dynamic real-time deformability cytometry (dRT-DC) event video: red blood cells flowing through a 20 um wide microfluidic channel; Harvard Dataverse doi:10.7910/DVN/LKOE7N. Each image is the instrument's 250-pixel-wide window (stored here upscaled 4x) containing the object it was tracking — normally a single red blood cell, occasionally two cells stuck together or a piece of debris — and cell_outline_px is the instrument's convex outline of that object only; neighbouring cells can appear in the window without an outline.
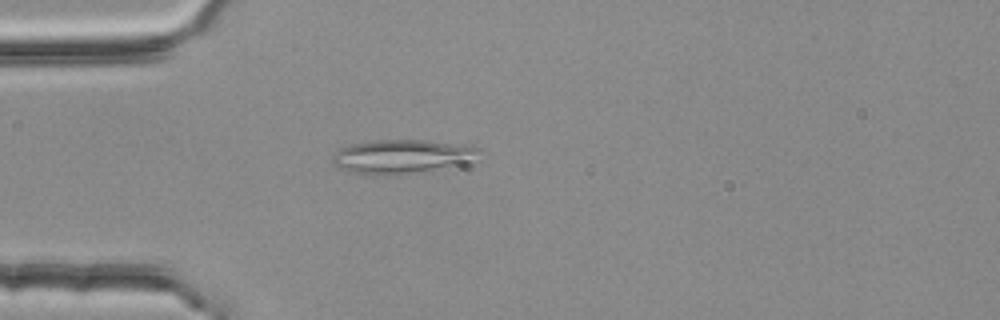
{"species": "common noctule bat (a hibernating species)", "species_latin": "Nyctalus noctula", "temperature_condition": "room temperature", "stored_images_in_passage": 2, "camera_frame_rate_fps": 3000, "um_per_image_px": 0.085, "animal": {"sex": "female", "body_mass_g": 25.1}, "frame": {"image": 1, "passage_image": 2, "time_ms": 0.333, "image_size_px": [1000, 320], "cell_outline_px": [[480, 148], [472, 160], [460, 164], [384, 176], [352, 172], [340, 168], [332, 164], [332, 156], [340, 148], [352, 144], [376, 140], [424, 140]], "centroid_in_image_um": [34.03, 13.3], "position_along_channel_um": 51.0, "area_um2": 27.98}}